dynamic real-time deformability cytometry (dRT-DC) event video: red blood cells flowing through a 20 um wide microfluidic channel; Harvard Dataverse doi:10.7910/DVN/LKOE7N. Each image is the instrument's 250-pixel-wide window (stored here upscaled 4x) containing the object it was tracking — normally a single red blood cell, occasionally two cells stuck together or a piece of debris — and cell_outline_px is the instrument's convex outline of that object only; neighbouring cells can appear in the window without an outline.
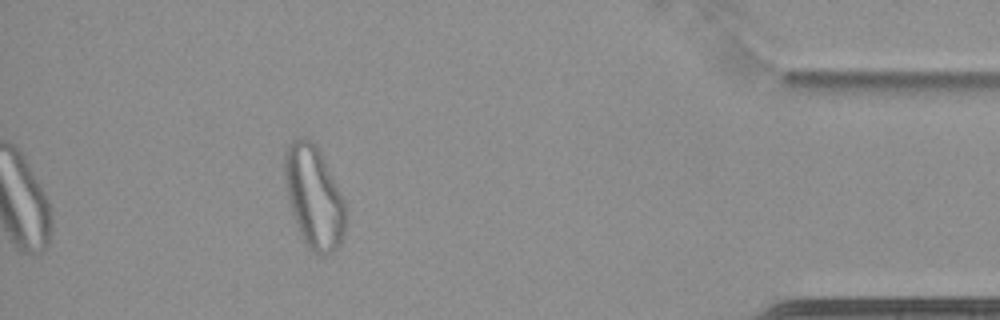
{"species": "common noctule bat (a hibernating species)", "species_latin": "Nyctalus noctula", "temperature_condition": "cold", "stored_images_in_passage": 49, "camera_frame_rate_fps": 3000, "um_per_image_px": 0.085, "animal": {"sex": "female", "body_mass_g": 22.7, "forearm_length_mm": 54.2}, "frame": {"image": 1, "passage_image": 49, "time_ms": 16.0, "image_size_px": [1000, 320], "cell_outline_px": [[344, 232], [340, 244], [332, 252], [324, 256], [320, 256], [312, 252], [308, 248], [300, 236], [288, 200], [284, 176], [284, 152], [288, 144], [296, 136], [300, 136], [316, 144], [344, 200]], "centroid_in_image_um": [26.64, 16.75], "position_along_channel_um": 408.6, "area_um2": 36.24}}